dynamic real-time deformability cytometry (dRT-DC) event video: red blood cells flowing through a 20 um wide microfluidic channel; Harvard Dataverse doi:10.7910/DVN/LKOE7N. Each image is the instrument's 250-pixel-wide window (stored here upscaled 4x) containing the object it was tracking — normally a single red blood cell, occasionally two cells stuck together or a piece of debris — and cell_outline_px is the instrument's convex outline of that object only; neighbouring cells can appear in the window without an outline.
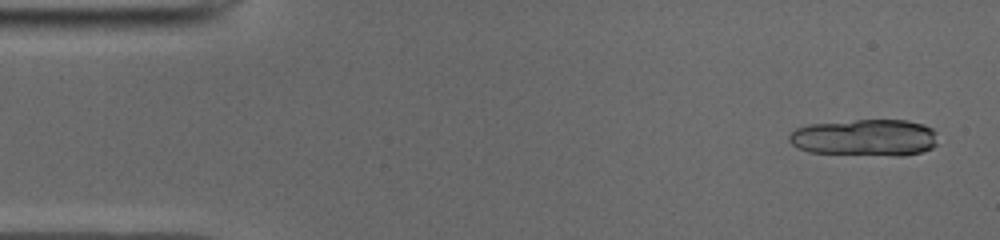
{"species": "common noctule bat (a hibernating species)", "species_latin": "Nyctalus noctula", "temperature_condition": "cold", "stored_images_in_passage": 18, "camera_frame_rate_fps": 3000, "um_per_image_px": 0.085, "animal": {"sex": "male", "body_mass_g": 19.0, "forearm_length_mm": 50.8}, "frame": {"image": 1, "passage_image": 2, "time_ms": 0.333, "image_size_px": [1000, 240], "cell_outline_px": [[936, 144], [932, 148], [920, 152], [904, 156], [896, 156], [808, 152], [796, 148], [788, 140], [788, 136], [796, 128], [808, 124], [856, 120], [908, 120], [924, 124], [932, 128], [936, 132]], "centroid_in_image_um": [73.52, 11.7], "position_along_channel_um": 11.5, "area_um2": 32.19}}